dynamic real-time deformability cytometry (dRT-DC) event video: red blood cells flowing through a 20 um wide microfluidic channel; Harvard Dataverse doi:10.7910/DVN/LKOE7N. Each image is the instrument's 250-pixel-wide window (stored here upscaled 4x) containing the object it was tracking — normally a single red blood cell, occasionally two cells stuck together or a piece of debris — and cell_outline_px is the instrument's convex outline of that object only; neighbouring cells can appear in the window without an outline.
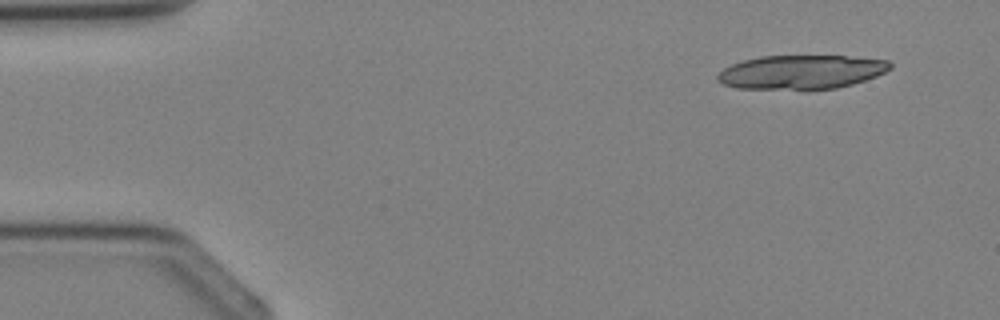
{"species": "Egyptian fruit bat (a non-hibernating species)", "species_latin": "Rousettus aegyptiacus", "temperature_condition": "cold", "stored_images_in_passage": 4, "segment_of_instrument_passage": [2, 2], "camera_frame_rate_fps": 3000, "um_per_image_px": 0.085, "animal": {"sex": "female"}, "frame": {"image": 1, "passage_image": 4, "time_ms": 4.0, "image_size_px": [1000, 320], "cell_outline_px": [[892, 68], [876, 76], [852, 84], [836, 88], [808, 92], [804, 92], [736, 88], [724, 84], [716, 76], [724, 68], [732, 64], [744, 60], [760, 56], [844, 56], [888, 60], [892, 64]], "centroid_in_image_um": [68.1, 6.17], "position_along_channel_um": 16.9, "area_um2": 35.03}}